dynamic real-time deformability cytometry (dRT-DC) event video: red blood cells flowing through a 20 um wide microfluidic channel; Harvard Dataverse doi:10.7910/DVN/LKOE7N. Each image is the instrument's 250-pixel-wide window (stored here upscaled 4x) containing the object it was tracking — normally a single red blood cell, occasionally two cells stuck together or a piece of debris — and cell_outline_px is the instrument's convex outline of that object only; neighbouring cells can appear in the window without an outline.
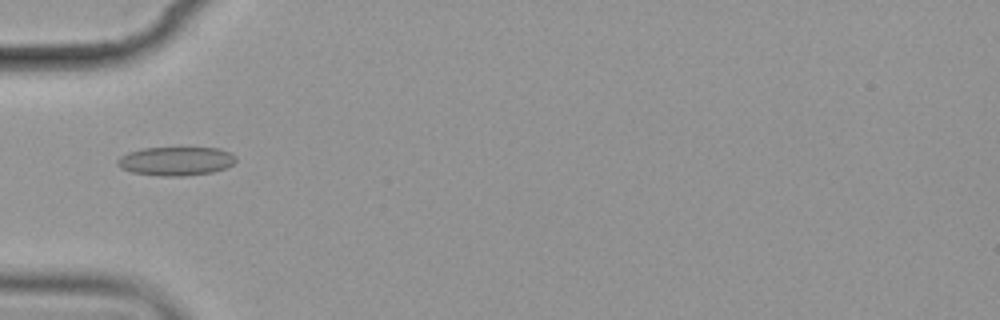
{"species": "common noctule bat (a hibernating species)", "species_latin": "Nyctalus noctula", "temperature_condition": "cold", "stored_images_in_passage": 11, "camera_frame_rate_fps": 3000, "um_per_image_px": 0.085, "animal": {"sex": "female", "body_mass_g": 19.9}, "frame": {"image": 1, "passage_image": 1, "time_ms": 0.0, "image_size_px": [1000, 320], "cell_outline_px": [[236, 160], [232, 164], [224, 168], [212, 172], [184, 176], [160, 176], [132, 172], [120, 168], [116, 164], [116, 160], [120, 156], [128, 152], [144, 148], [220, 148], [232, 152], [236, 156]], "centroid_in_image_um": [14.94, 13.69], "position_along_channel_um": 70.1, "area_um2": 19.94}}
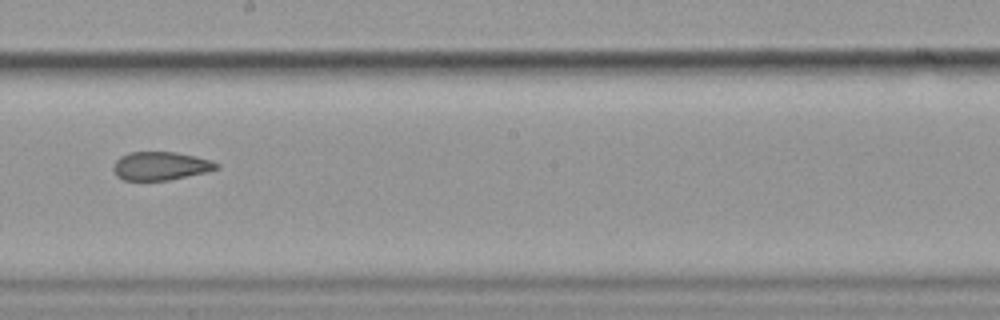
{"frame": {"image": 2, "passage_image": 5, "time_ms": 4.667, "image_size_px": [1000, 320], "cell_outline_px": [[220, 168], [208, 172], [168, 180], [124, 180], [116, 176], [112, 168], [116, 160], [120, 156], [128, 152], [176, 152], [196, 156], [212, 160], [220, 164]], "centroid_in_image_um": [13.67, 14.1], "position_along_channel_um": 234.5, "area_um2": 17.28}}
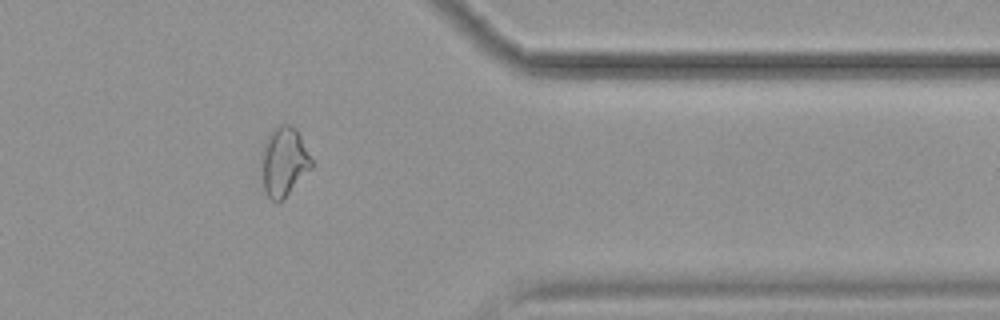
{"frame": {"image": 3, "passage_image": 9, "time_ms": 9.333, "image_size_px": [1000, 320], "cell_outline_px": [[312, 168], [284, 200], [272, 200], [264, 192], [260, 168], [260, 156], [264, 140], [280, 124], [288, 124], [296, 128], [312, 160]], "centroid_in_image_um": [24.1, 13.77], "position_along_channel_um": 387.3, "area_um2": 20.46}, "authors_computed_cell_mechanics": {"area_um2": 18.6116, "velocity_mm_per_s": 3.5398, "shape_relaxation_time_tau1_ms": null, "shape_relaxation_time_tau2_ms": 2.4089, "deformation_change_tau1": null, "deformation_change_tau2": 0.0697}}